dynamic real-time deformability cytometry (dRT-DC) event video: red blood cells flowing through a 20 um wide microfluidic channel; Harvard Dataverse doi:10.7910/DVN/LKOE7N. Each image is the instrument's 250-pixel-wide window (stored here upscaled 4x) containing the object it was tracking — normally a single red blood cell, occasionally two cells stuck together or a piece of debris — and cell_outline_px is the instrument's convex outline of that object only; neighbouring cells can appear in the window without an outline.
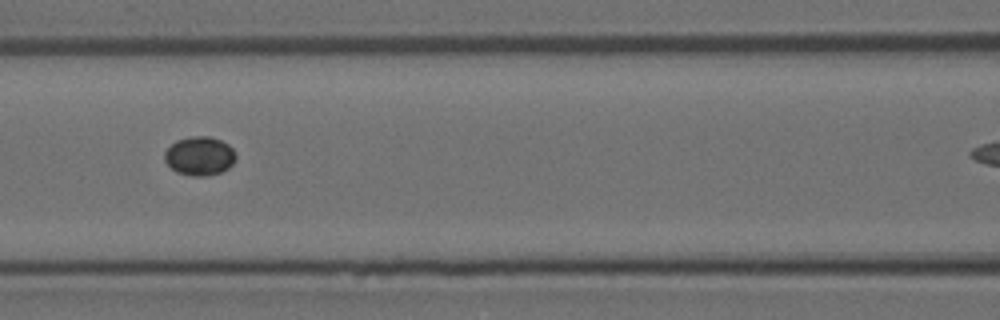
{"species": "Egyptian fruit bat (a non-hibernating species)", "species_latin": "Rousettus aegyptiacus", "temperature_condition": "room temperature", "stored_images_in_passage": 5, "camera_frame_rate_fps": 3000, "um_per_image_px": 0.085, "animal": {"sex": "female"}, "frame": {"image": 1, "passage_image": 4, "time_ms": 3.333, "image_size_px": [1000, 320], "cell_outline_px": [[236, 160], [228, 168], [220, 172], [208, 176], [192, 176], [176, 172], [164, 160], [164, 152], [176, 140], [192, 136], [208, 136], [220, 140], [228, 144], [236, 152]], "centroid_in_image_um": [16.97, 13.26], "position_along_channel_um": 149.6, "area_um2": 16.18}}